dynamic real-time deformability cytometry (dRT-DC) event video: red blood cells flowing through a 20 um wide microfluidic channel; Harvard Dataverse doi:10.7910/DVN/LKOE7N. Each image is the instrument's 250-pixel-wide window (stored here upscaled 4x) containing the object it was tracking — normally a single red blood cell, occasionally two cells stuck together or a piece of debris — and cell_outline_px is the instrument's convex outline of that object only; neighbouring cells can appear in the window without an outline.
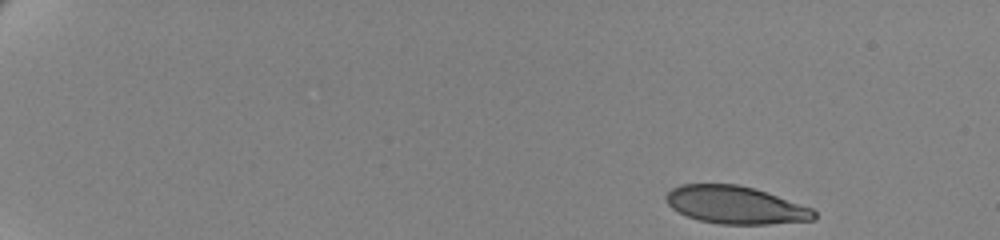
{"species": "human", "species_latin": "Homo sapiens", "temperature_condition": "cold", "stored_images_in_passage": 54, "camera_frame_rate_fps": 3000, "um_per_image_px": 0.085, "donor": {"sex": "female"}, "frame": {"image": 1, "passage_image": 1, "time_ms": 0.0, "image_size_px": [1000, 240], "cell_outline_px": [[816, 220], [768, 224], [720, 224], [700, 220], [688, 216], [672, 208], [668, 204], [664, 196], [672, 188], [680, 184], [736, 184], [752, 188], [812, 208], [816, 212]], "centroid_in_image_um": [62.5, 17.43], "position_along_channel_um": 22.5, "area_um2": 32.19}}
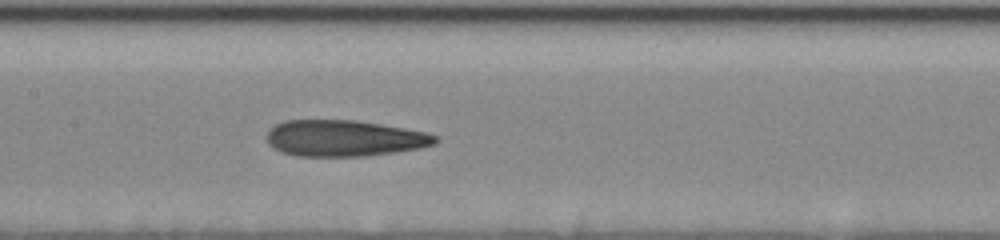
{"frame": {"image": 2, "passage_image": 27, "time_ms": 8.667, "image_size_px": [1000, 240], "cell_outline_px": [[440, 140], [436, 144], [420, 148], [396, 152], [364, 156], [296, 156], [280, 152], [272, 148], [268, 144], [268, 132], [276, 124], [284, 120], [356, 120], [428, 132], [440, 136]], "centroid_in_image_um": [29.31, 11.75], "position_along_channel_um": 178.1, "area_um2": 35.89}}
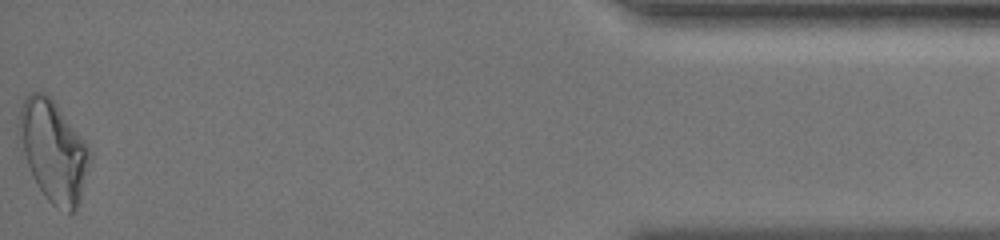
{"frame": {"image": 3, "passage_image": 54, "time_ms": 17.667, "image_size_px": [1000, 240], "cell_outline_px": [[92, 156], [80, 204], [72, 212], [68, 212], [56, 208], [44, 196], [32, 176], [24, 152], [16, 124], [20, 108], [28, 92], [44, 92], [56, 104], [88, 144], [92, 152]], "centroid_in_image_um": [4.56, 12.85], "position_along_channel_um": 430.6, "area_um2": 41.85}, "authors_computed_cell_mechanics": {"area_um2": 35.3447, "velocity_mm_per_s": 3.4957, "shape_relaxation_time_tau1_ms": 8.2243, "shape_relaxation_time_tau2_ms": 2.3773, "deformation_change_tau1": 0.2154, "deformation_change_tau2": 0.1194}}